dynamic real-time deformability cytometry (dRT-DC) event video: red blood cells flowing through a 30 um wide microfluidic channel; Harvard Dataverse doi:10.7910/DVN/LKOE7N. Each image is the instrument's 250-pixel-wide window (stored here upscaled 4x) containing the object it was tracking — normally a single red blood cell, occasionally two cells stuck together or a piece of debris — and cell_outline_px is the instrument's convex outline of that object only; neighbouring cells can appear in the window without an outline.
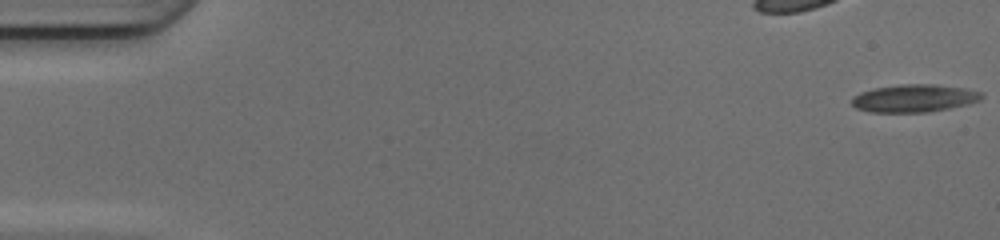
{"species": "common noctule bat (a hibernating species)", "species_latin": "Nyctalus noctula", "temperature_condition": "cold", "stored_images_in_passage": 47, "camera_frame_rate_fps": 3000, "um_per_image_px": 0.085, "animal": {"sex": "female", "body_mass_g": 17.0, "forearm_length_mm": 48.0}, "frame": {"image": 1, "passage_image": 1, "time_ms": 0.0, "image_size_px": [1000, 240], "cell_outline_px": [[984, 96], [980, 100], [968, 104], [928, 112], [872, 112], [856, 108], [852, 104], [852, 96], [860, 92], [872, 88], [900, 84], [936, 84], [968, 88], [984, 92]], "centroid_in_image_um": [77.73, 8.33], "position_along_channel_um": 7.3, "area_um2": 21.21}}
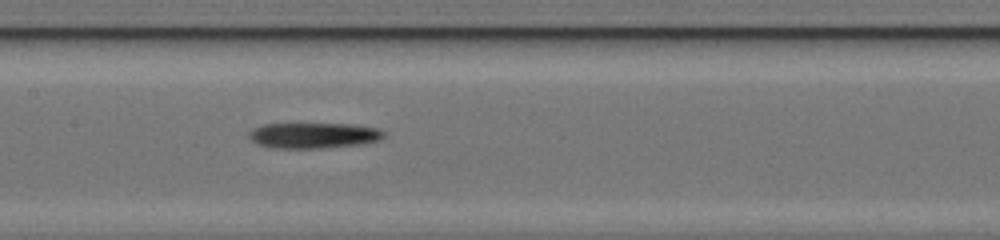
{"frame": {"image": 2, "passage_image": 25, "time_ms": 8.0, "image_size_px": [1000, 240], "cell_outline_px": [[384, 136], [380, 140], [364, 144], [320, 148], [276, 148], [260, 144], [252, 140], [248, 136], [248, 132], [264, 124], [352, 124], [380, 128], [384, 132]], "centroid_in_image_um": [26.72, 11.51], "position_along_channel_um": 180.7, "area_um2": 20.06}}
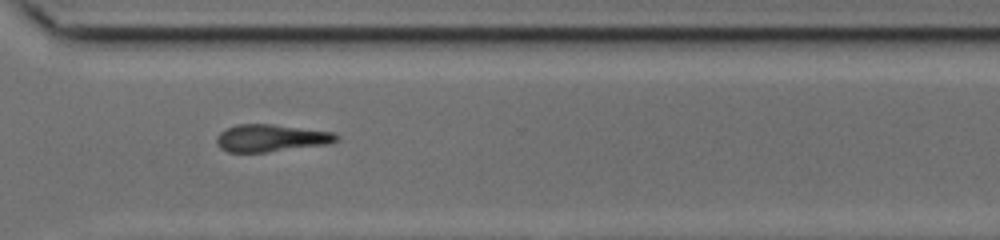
{"frame": {"image": 3, "passage_image": 37, "time_ms": 12.0, "image_size_px": [1000, 240], "cell_outline_px": [[340, 140], [328, 144], [268, 152], [228, 152], [220, 148], [216, 140], [216, 136], [224, 128], [236, 124], [272, 124], [336, 132], [340, 136]], "centroid_in_image_um": [23.06, 11.73], "position_along_channel_um": 347.5, "area_um2": 19.36}}